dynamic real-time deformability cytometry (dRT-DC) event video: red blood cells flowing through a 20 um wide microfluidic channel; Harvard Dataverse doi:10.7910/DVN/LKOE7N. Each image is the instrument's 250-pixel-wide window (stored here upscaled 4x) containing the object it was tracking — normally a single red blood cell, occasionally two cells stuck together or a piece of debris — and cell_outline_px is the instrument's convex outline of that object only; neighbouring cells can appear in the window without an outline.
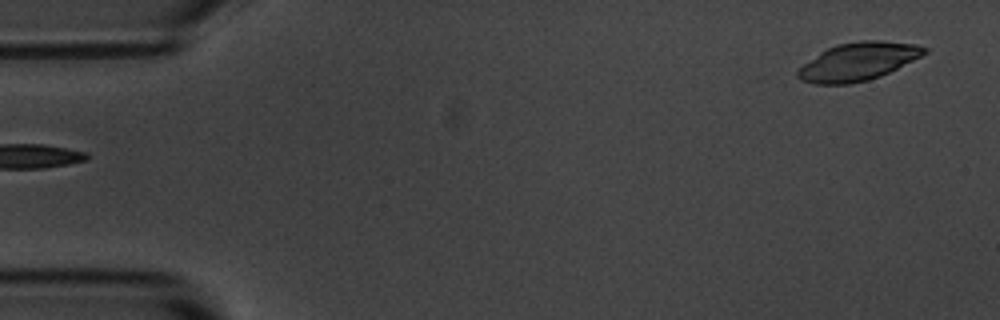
{"species": "common noctule bat (a hibernating species)", "species_latin": "Nyctalus noctula", "temperature_condition": "room temperature", "stored_images_in_passage": 2, "segment_of_instrument_passage": [2, 2], "camera_frame_rate_fps": 3000, "um_per_image_px": 0.085, "animal": {"sex": "male", "body_mass_g": 20.1, "forearm_length_mm": 53.5}, "frame": {"image": 1, "passage_image": 2, "time_ms": 1.333, "image_size_px": [1000, 320], "cell_outline_px": [[928, 52], [880, 76], [868, 80], [848, 84], [816, 84], [800, 80], [796, 76], [796, 72], [804, 64], [820, 52], [836, 44], [860, 40], [880, 40], [912, 44], [928, 48]], "centroid_in_image_um": [72.9, 5.23], "position_along_channel_um": 12.1, "area_um2": 27.69}}